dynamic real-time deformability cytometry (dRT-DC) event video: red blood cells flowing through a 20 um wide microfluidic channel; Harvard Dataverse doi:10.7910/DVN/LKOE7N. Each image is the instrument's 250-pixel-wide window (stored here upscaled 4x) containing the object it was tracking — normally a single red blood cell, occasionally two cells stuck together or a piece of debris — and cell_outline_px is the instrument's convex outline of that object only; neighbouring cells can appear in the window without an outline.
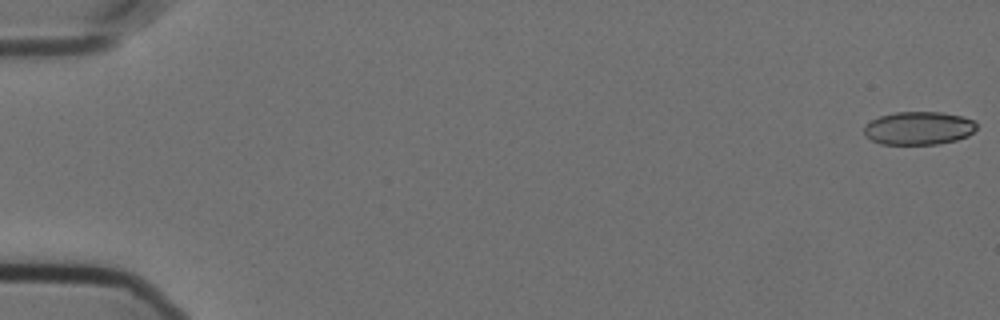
{"species": "Egyptian fruit bat (a non-hibernating species)", "species_latin": "Rousettus aegyptiacus", "temperature_condition": "cold", "stored_images_in_passage": 13, "camera_frame_rate_fps": 3000, "um_per_image_px": 0.085, "animal": {"sex": "female"}, "frame": {"image": 1, "passage_image": 1, "time_ms": 0.0, "image_size_px": [1000, 320], "cell_outline_px": [[976, 128], [968, 136], [956, 140], [936, 144], [880, 144], [864, 136], [864, 124], [880, 116], [896, 112], [940, 112], [960, 116], [972, 120], [976, 124]], "centroid_in_image_um": [78.04, 10.9], "position_along_channel_um": 7.0, "area_um2": 21.68}}